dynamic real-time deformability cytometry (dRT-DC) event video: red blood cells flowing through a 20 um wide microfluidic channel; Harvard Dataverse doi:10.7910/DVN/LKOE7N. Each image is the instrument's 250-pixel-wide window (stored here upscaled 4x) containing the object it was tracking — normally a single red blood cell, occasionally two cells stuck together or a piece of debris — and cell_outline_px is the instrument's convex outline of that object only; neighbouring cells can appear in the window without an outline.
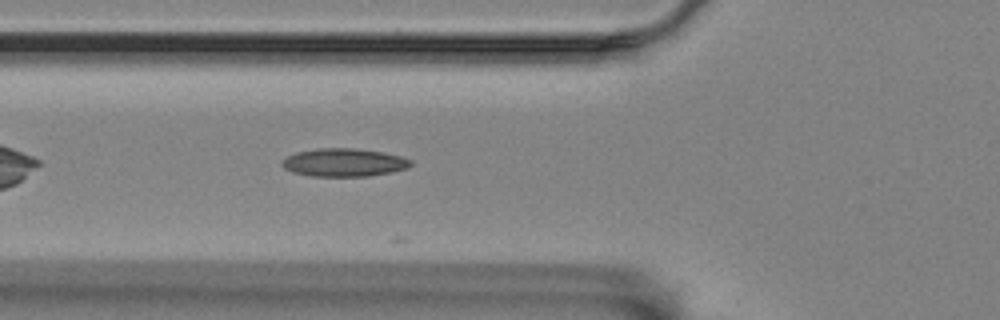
{"species": "Egyptian fruit bat (a non-hibernating species)", "species_latin": "Rousettus aegyptiacus", "temperature_condition": "room temperature", "stored_images_in_passage": 20, "camera_frame_rate_fps": 3000, "um_per_image_px": 0.085, "animal": {"sex": "female"}, "frame": {"image": 1, "passage_image": 5, "time_ms": 1.333, "image_size_px": [1000, 320], "cell_outline_px": [[412, 164], [408, 168], [392, 172], [368, 176], [312, 176], [292, 172], [284, 168], [280, 164], [280, 160], [296, 152], [316, 148], [356, 148], [384, 152], [400, 156], [412, 160]], "centroid_in_image_um": [29.22, 13.8], "position_along_channel_um": 96.6, "area_um2": 21.27}}
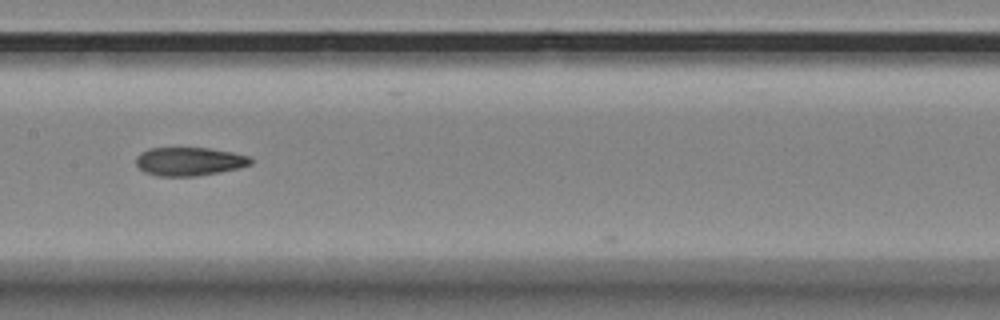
{"frame": {"image": 2, "passage_image": 13, "time_ms": 4.0, "image_size_px": [1000, 320], "cell_outline_px": [[252, 164], [240, 168], [220, 172], [196, 176], [156, 176], [144, 172], [136, 164], [136, 156], [140, 152], [148, 148], [208, 148], [232, 152], [248, 156], [252, 160]], "centroid_in_image_um": [16.07, 13.72], "position_along_channel_um": 191.3, "area_um2": 19.13}}
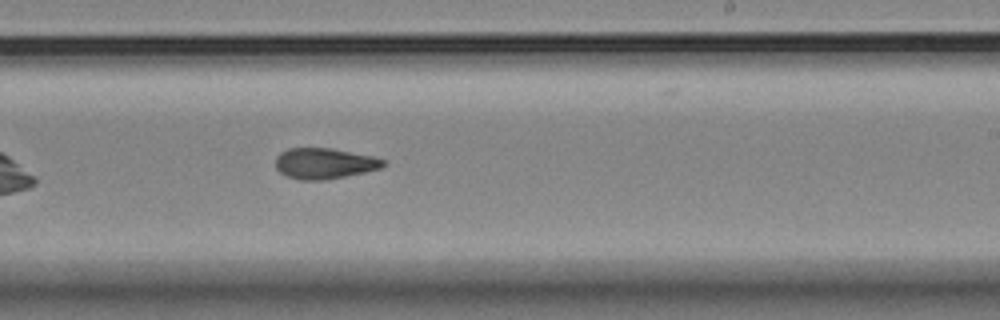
{"frame": {"image": 3, "passage_image": 19, "time_ms": 6.0, "image_size_px": [1000, 320], "cell_outline_px": [[384, 164], [380, 168], [364, 172], [324, 180], [300, 180], [288, 176], [280, 172], [276, 168], [276, 156], [280, 152], [288, 148], [332, 148], [376, 156], [384, 160]], "centroid_in_image_um": [27.56, 13.88], "position_along_channel_um": 261.4, "area_um2": 19.31}}